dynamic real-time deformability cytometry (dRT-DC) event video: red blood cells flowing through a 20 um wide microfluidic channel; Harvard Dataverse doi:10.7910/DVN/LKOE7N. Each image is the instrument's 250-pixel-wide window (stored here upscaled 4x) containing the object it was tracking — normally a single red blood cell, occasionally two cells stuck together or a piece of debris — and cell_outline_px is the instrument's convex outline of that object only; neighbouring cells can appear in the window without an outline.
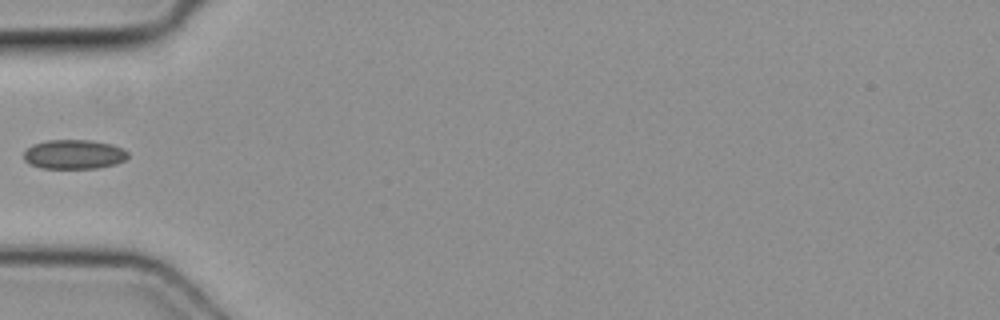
{"species": "common noctule bat (a hibernating species)", "species_latin": "Nyctalus noctula", "temperature_condition": "cold", "stored_images_in_passage": 1, "camera_frame_rate_fps": 3000, "um_per_image_px": 0.085, "animal": {"sex": "female", "body_mass_g": 19.3, "forearm_length_mm": 54.1}, "frame": {"image": 1, "passage_image": 1, "time_ms": 0.0, "image_size_px": [1000, 320], "cell_outline_px": [[128, 156], [124, 160], [116, 164], [96, 168], [40, 168], [28, 164], [24, 160], [24, 152], [32, 144], [48, 140], [92, 140], [112, 144], [128, 152]], "centroid_in_image_um": [6.26, 13.12], "position_along_channel_um": 78.7, "area_um2": 17.86}}